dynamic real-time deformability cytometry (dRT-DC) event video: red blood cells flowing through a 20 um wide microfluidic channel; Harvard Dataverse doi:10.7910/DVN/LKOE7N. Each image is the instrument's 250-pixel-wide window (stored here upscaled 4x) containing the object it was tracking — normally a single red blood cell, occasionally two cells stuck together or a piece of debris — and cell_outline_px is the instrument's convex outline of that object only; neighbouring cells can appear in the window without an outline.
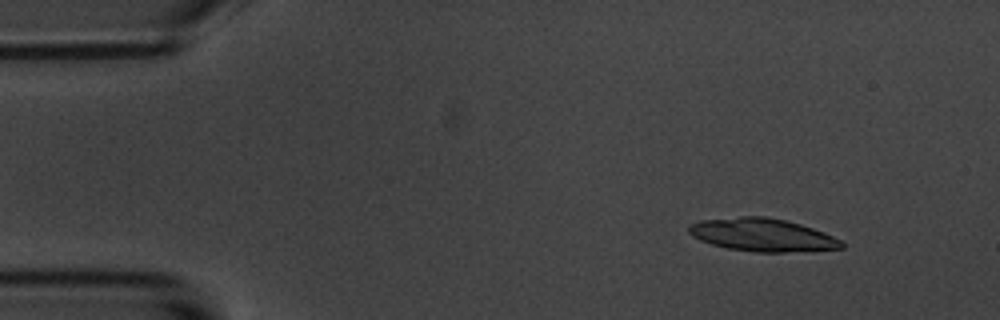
{"species": "common noctule bat (a hibernating species)", "species_latin": "Nyctalus noctula", "temperature_condition": "room temperature", "stored_images_in_passage": 14, "camera_frame_rate_fps": 3000, "um_per_image_px": 0.085, "animal": {"sex": "male", "body_mass_g": 20.1, "forearm_length_mm": 53.5}, "frame": {"image": 1, "passage_image": 4, "time_ms": 1.0, "image_size_px": [1000, 320], "cell_outline_px": [[844, 248], [784, 252], [756, 252], [728, 248], [712, 244], [700, 240], [692, 236], [688, 232], [688, 224], [700, 220], [740, 216], [768, 216], [800, 224], [824, 232], [840, 240], [844, 244]], "centroid_in_image_um": [64.76, 19.95], "position_along_channel_um": 20.2, "area_um2": 29.25}}